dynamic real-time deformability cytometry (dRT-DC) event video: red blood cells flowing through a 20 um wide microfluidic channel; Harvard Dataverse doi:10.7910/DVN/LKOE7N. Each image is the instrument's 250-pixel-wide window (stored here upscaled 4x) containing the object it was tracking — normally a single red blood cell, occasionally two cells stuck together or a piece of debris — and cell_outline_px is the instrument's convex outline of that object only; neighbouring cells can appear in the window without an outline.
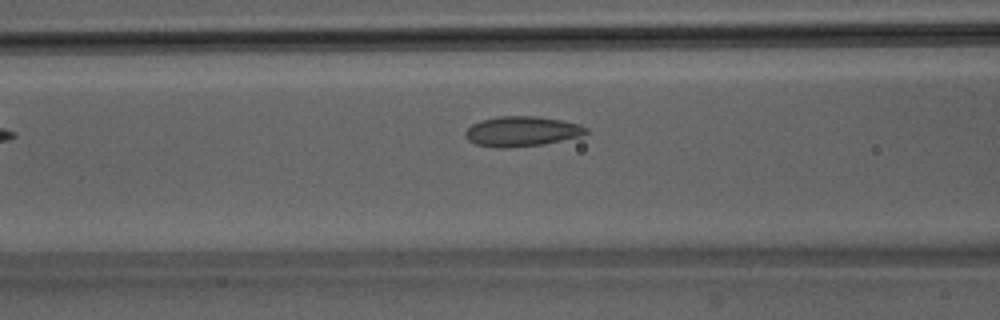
{"species": "Egyptian fruit bat (a non-hibernating species)", "species_latin": "Rousettus aegyptiacus", "temperature_condition": "room temperature", "stored_images_in_passage": 37, "camera_frame_rate_fps": 3000, "um_per_image_px": 0.085, "animal": {"sex": "male"}, "frame": {"image": 1, "passage_image": 7, "time_ms": 2.0, "image_size_px": [1000, 320], "cell_outline_px": [[588, 132], [580, 136], [544, 144], [508, 148], [496, 148], [476, 144], [468, 140], [464, 136], [464, 132], [472, 124], [480, 120], [496, 116], [536, 116], [560, 120], [580, 124], [588, 128]], "centroid_in_image_um": [44.32, 11.16], "position_along_channel_um": 122.3, "area_um2": 21.27}}
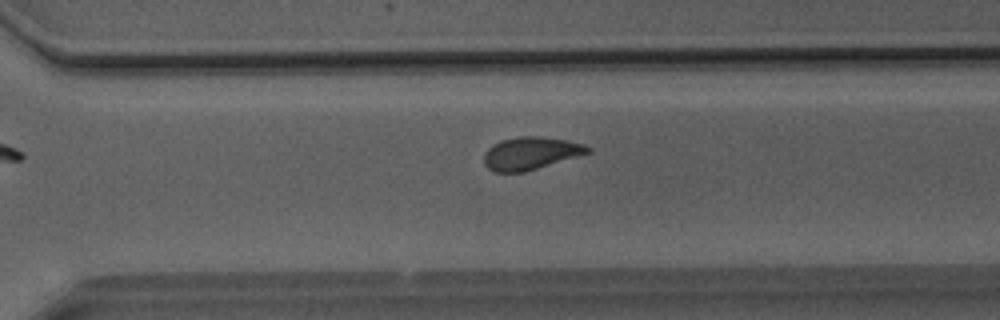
{"frame": {"image": 2, "passage_image": 22, "time_ms": 7.0, "image_size_px": [1000, 320], "cell_outline_px": [[592, 152], [524, 172], [492, 172], [484, 164], [484, 152], [492, 144], [500, 140], [520, 136], [540, 136], [568, 140], [584, 144], [592, 148]], "centroid_in_image_um": [45.1, 13.02], "position_along_channel_um": 325.5, "area_um2": 19.94}}
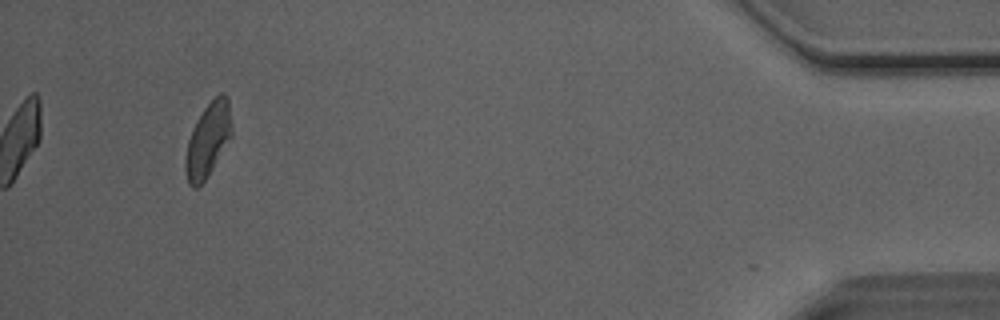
{"frame": {"image": 3, "passage_image": 34, "time_ms": 11.0, "image_size_px": [1000, 320], "cell_outline_px": [[232, 136], [208, 176], [196, 188], [192, 188], [188, 184], [184, 168], [184, 160], [188, 140], [192, 128], [196, 120], [204, 108], [220, 92], [224, 92], [228, 100], [232, 132]], "centroid_in_image_um": [17.66, 11.91], "position_along_channel_um": 417.5, "area_um2": 20.0}, "authors_computed_cell_mechanics": {"area_um2": 19.8832, "velocity_mm_per_s": 4.0707, "shape_relaxation_time_tau1_ms": 5.1742, "shape_relaxation_time_tau2_ms": 1.7256, "deformation_change_tau1": 0.124, "deformation_change_tau2": 0.0765}}